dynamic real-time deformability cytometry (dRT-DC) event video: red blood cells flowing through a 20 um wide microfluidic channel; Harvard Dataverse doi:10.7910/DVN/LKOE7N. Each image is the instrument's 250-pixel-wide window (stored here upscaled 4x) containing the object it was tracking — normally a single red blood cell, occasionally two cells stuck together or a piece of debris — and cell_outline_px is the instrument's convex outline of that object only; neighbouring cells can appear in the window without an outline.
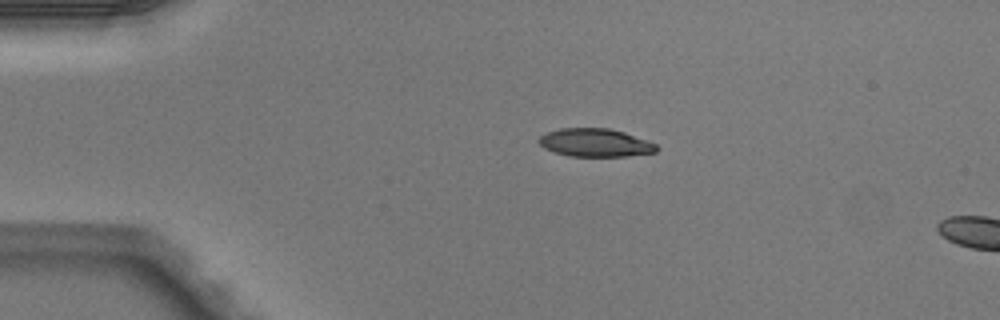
{"species": "Egyptian fruit bat (a non-hibernating species)", "species_latin": "Rousettus aegyptiacus", "temperature_condition": "warm", "stored_images_in_passage": 3, "camera_frame_rate_fps": 3000, "um_per_image_px": 0.085, "animal": {"sex": "male"}, "frame": {"image": 1, "passage_image": 1, "time_ms": 0.0, "image_size_px": [1000, 320], "cell_outline_px": [[660, 148], [656, 152], [628, 156], [568, 156], [544, 148], [536, 140], [540, 136], [548, 132], [560, 128], [608, 128], [624, 132], [648, 140], [656, 144]], "centroid_in_image_um": [50.62, 12.13], "position_along_channel_um": 34.4, "area_um2": 19.36}}
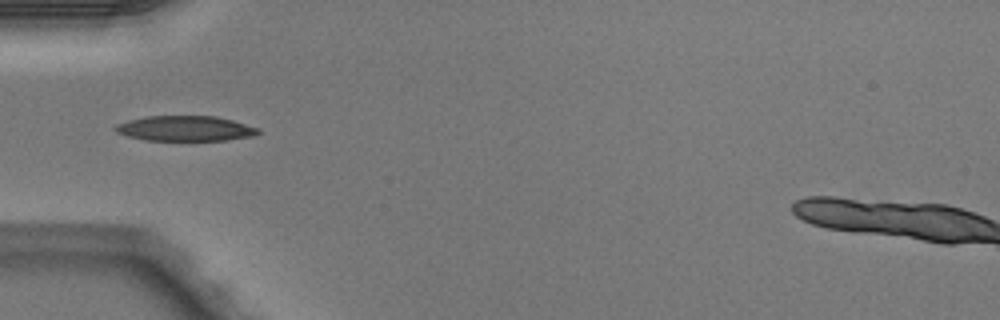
{"frame": {"image": 2, "passage_image": 2, "time_ms": 0.333, "image_size_px": [1000, 320], "cell_outline_px": [[260, 132], [256, 136], [224, 140], [144, 140], [128, 136], [116, 132], [112, 128], [116, 124], [128, 120], [144, 116], [216, 116], [232, 120], [260, 128]], "centroid_in_image_um": [15.74, 10.91], "position_along_channel_um": 69.3, "area_um2": 21.1}}